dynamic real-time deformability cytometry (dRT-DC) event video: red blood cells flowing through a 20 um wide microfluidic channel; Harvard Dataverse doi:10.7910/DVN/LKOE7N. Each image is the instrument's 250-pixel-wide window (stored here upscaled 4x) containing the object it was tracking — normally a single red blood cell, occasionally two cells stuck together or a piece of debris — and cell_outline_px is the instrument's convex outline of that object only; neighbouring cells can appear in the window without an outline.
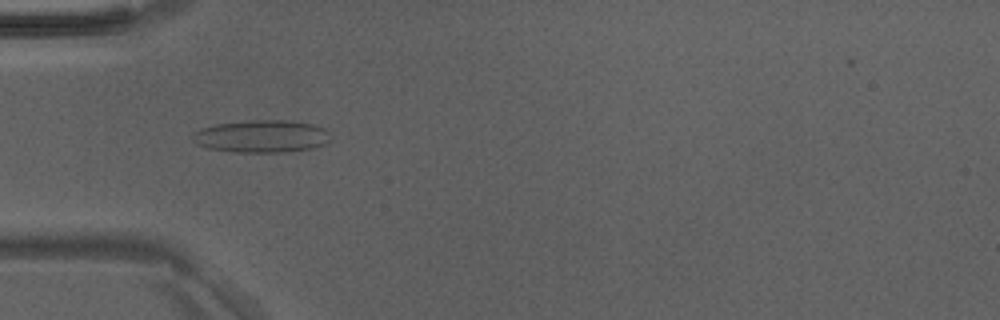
{"species": "Egyptian fruit bat (a non-hibernating species)", "species_latin": "Rousettus aegyptiacus", "temperature_condition": "room temperature", "stored_images_in_passage": 47, "camera_frame_rate_fps": 3000, "um_per_image_px": 0.085, "animal": {"sex": "male"}, "frame": {"image": 1, "passage_image": 14, "time_ms": 4.333, "image_size_px": [1000, 320], "cell_outline_px": [[328, 140], [324, 144], [312, 148], [284, 152], [232, 152], [208, 148], [196, 144], [192, 140], [192, 136], [200, 128], [216, 124], [252, 120], [284, 120], [312, 124], [324, 128], [328, 132]], "centroid_in_image_um": [22.2, 11.59], "position_along_channel_um": 62.8, "area_um2": 25.95}}
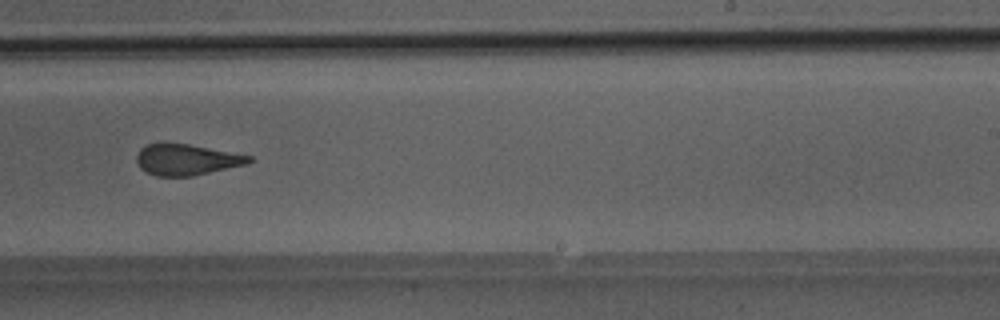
{"frame": {"image": 2, "passage_image": 29, "time_ms": 9.333, "image_size_px": [1000, 320], "cell_outline_px": [[252, 160], [248, 164], [192, 176], [156, 176], [140, 168], [136, 160], [136, 156], [140, 148], [144, 144], [188, 144], [252, 156]], "centroid_in_image_um": [15.85, 13.58], "position_along_channel_um": 273.2, "area_um2": 20.11}}
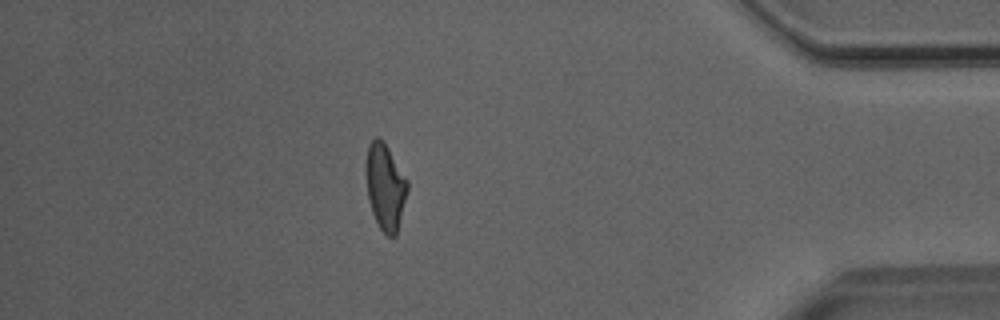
{"frame": {"image": 3, "passage_image": 41, "time_ms": 13.333, "image_size_px": [1000, 320], "cell_outline_px": [[408, 188], [396, 236], [388, 236], [380, 228], [372, 212], [368, 200], [368, 144], [376, 136], [380, 136], [388, 148], [408, 180]], "centroid_in_image_um": [32.78, 15.88], "position_along_channel_um": 402.4, "area_um2": 20.17}}